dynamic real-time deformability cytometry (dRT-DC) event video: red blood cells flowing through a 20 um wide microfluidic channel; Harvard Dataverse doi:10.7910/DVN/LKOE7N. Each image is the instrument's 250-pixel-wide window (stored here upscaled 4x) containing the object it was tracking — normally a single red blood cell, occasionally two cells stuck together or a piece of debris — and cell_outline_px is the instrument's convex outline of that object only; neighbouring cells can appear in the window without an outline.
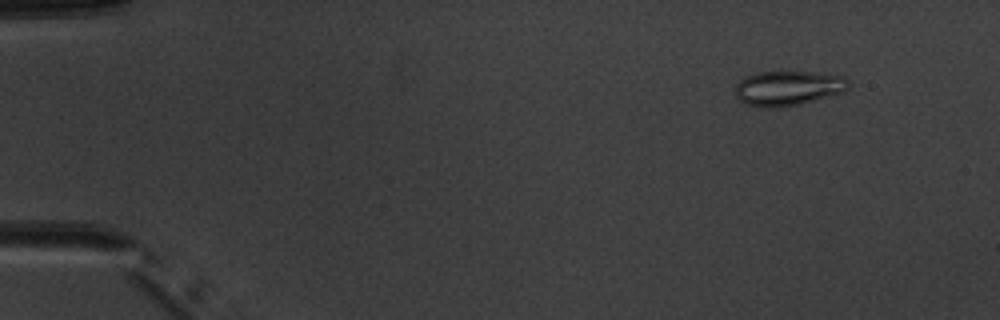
{"species": "common noctule bat (a hibernating species)", "species_latin": "Nyctalus noctula", "temperature_condition": "warm", "stored_images_in_passage": 6, "camera_frame_rate_fps": 3000, "um_per_image_px": 0.085, "animal": {"sex": "male", "body_mass_g": 20.1, "forearm_length_mm": 53.5}, "frame": {"image": 1, "passage_image": 2, "time_ms": 1.333, "image_size_px": [1000, 320], "cell_outline_px": [[852, 84], [844, 92], [800, 104], [780, 108], [764, 108], [744, 104], [736, 96], [736, 84], [744, 76], [756, 72], [816, 72], [844, 76]], "centroid_in_image_um": [66.99, 7.5], "position_along_channel_um": 18.0, "area_um2": 23.29}}
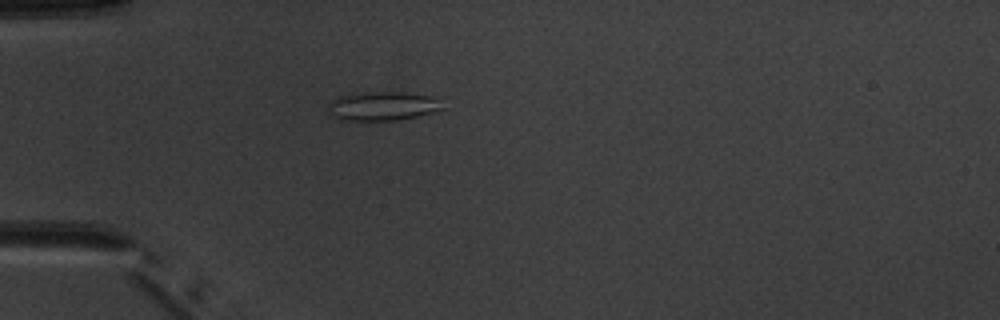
{"frame": {"image": 2, "passage_image": 5, "time_ms": 4.667, "image_size_px": [1000, 320], "cell_outline_px": [[444, 108], [432, 112], [416, 116], [396, 120], [340, 120], [328, 108], [328, 104], [332, 100], [340, 96], [368, 92], [404, 92], [428, 96], [436, 100]], "centroid_in_image_um": [32.5, 9.01], "position_along_channel_um": 52.5, "area_um2": 18.67}}